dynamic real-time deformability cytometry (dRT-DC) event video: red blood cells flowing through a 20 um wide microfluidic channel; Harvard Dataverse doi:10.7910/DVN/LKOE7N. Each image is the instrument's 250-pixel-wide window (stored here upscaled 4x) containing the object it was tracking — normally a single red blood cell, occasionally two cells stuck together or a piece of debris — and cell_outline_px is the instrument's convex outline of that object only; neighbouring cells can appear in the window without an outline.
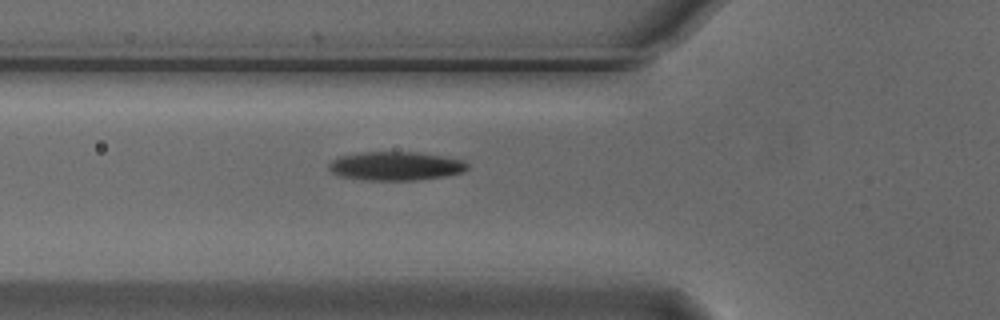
{"species": "Egyptian fruit bat (a non-hibernating species)", "species_latin": "Rousettus aegyptiacus", "temperature_condition": "cold", "stored_images_in_passage": 3, "camera_frame_rate_fps": 3000, "um_per_image_px": 0.085, "animal": {"sex": "male"}, "frame": {"image": 1, "passage_image": 3, "time_ms": 0.667, "image_size_px": [1000, 320], "cell_outline_px": [[468, 168], [464, 172], [448, 176], [416, 180], [360, 180], [340, 176], [332, 172], [328, 168], [328, 164], [332, 160], [340, 156], [360, 152], [416, 152], [464, 160], [468, 164]], "centroid_in_image_um": [33.63, 14.12], "position_along_channel_um": 92.2, "area_um2": 23.35}}